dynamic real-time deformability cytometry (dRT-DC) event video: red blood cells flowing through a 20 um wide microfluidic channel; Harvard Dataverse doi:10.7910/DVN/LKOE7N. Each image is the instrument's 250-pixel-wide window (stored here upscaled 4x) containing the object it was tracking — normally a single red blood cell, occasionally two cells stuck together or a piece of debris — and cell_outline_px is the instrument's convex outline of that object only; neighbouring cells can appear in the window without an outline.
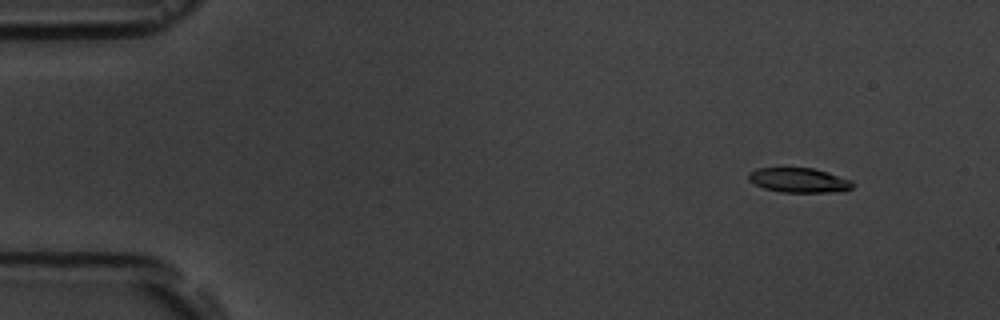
{"species": "common noctule bat (a hibernating species)", "species_latin": "Nyctalus noctula", "temperature_condition": "room temperature", "stored_images_in_passage": 6, "camera_frame_rate_fps": 3000, "um_per_image_px": 0.085, "animal": {"sex": "male", "body_mass_g": 19.5, "forearm_length_mm": 54.6}, "frame": {"image": 1, "passage_image": 2, "time_ms": 1.0, "image_size_px": [1000, 320], "cell_outline_px": [[856, 184], [852, 188], [844, 192], [780, 192], [764, 188], [748, 180], [748, 172], [756, 168], [812, 168], [828, 172], [852, 180]], "centroid_in_image_um": [67.95, 15.32], "position_along_channel_um": 17.0, "area_um2": 15.14}}